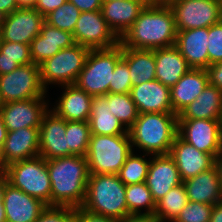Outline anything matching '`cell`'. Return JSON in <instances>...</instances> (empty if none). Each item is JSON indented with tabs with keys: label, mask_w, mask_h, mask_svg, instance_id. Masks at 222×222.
Segmentation results:
<instances>
[{
	"label": "cell",
	"mask_w": 222,
	"mask_h": 222,
	"mask_svg": "<svg viewBox=\"0 0 222 222\" xmlns=\"http://www.w3.org/2000/svg\"><path fill=\"white\" fill-rule=\"evenodd\" d=\"M176 36V24L170 6L148 3L120 38V44L132 49L153 50L175 45Z\"/></svg>",
	"instance_id": "obj_1"
},
{
	"label": "cell",
	"mask_w": 222,
	"mask_h": 222,
	"mask_svg": "<svg viewBox=\"0 0 222 222\" xmlns=\"http://www.w3.org/2000/svg\"><path fill=\"white\" fill-rule=\"evenodd\" d=\"M51 182V206L79 208L86 197L89 171L85 156L46 160Z\"/></svg>",
	"instance_id": "obj_2"
},
{
	"label": "cell",
	"mask_w": 222,
	"mask_h": 222,
	"mask_svg": "<svg viewBox=\"0 0 222 222\" xmlns=\"http://www.w3.org/2000/svg\"><path fill=\"white\" fill-rule=\"evenodd\" d=\"M131 144L143 153L169 154L178 135V115L174 113H141L128 130Z\"/></svg>",
	"instance_id": "obj_3"
},
{
	"label": "cell",
	"mask_w": 222,
	"mask_h": 222,
	"mask_svg": "<svg viewBox=\"0 0 222 222\" xmlns=\"http://www.w3.org/2000/svg\"><path fill=\"white\" fill-rule=\"evenodd\" d=\"M126 185L115 174H89L82 208L116 220L130 213L125 198Z\"/></svg>",
	"instance_id": "obj_4"
},
{
	"label": "cell",
	"mask_w": 222,
	"mask_h": 222,
	"mask_svg": "<svg viewBox=\"0 0 222 222\" xmlns=\"http://www.w3.org/2000/svg\"><path fill=\"white\" fill-rule=\"evenodd\" d=\"M134 151L130 135H91L86 160L89 174H115Z\"/></svg>",
	"instance_id": "obj_5"
},
{
	"label": "cell",
	"mask_w": 222,
	"mask_h": 222,
	"mask_svg": "<svg viewBox=\"0 0 222 222\" xmlns=\"http://www.w3.org/2000/svg\"><path fill=\"white\" fill-rule=\"evenodd\" d=\"M121 59L120 43L112 48L91 49L75 85L91 96L107 95L112 73Z\"/></svg>",
	"instance_id": "obj_6"
},
{
	"label": "cell",
	"mask_w": 222,
	"mask_h": 222,
	"mask_svg": "<svg viewBox=\"0 0 222 222\" xmlns=\"http://www.w3.org/2000/svg\"><path fill=\"white\" fill-rule=\"evenodd\" d=\"M8 183L51 206V182L46 159L40 155L12 163L3 169Z\"/></svg>",
	"instance_id": "obj_7"
},
{
	"label": "cell",
	"mask_w": 222,
	"mask_h": 222,
	"mask_svg": "<svg viewBox=\"0 0 222 222\" xmlns=\"http://www.w3.org/2000/svg\"><path fill=\"white\" fill-rule=\"evenodd\" d=\"M90 49L78 43L61 49L54 56L39 65L41 82L45 89L49 84L70 85L75 84Z\"/></svg>",
	"instance_id": "obj_8"
},
{
	"label": "cell",
	"mask_w": 222,
	"mask_h": 222,
	"mask_svg": "<svg viewBox=\"0 0 222 222\" xmlns=\"http://www.w3.org/2000/svg\"><path fill=\"white\" fill-rule=\"evenodd\" d=\"M0 92L4 103L46 96L40 68L33 63L20 65L8 74L0 75Z\"/></svg>",
	"instance_id": "obj_9"
},
{
	"label": "cell",
	"mask_w": 222,
	"mask_h": 222,
	"mask_svg": "<svg viewBox=\"0 0 222 222\" xmlns=\"http://www.w3.org/2000/svg\"><path fill=\"white\" fill-rule=\"evenodd\" d=\"M176 30L209 28L222 20V0H180L172 4Z\"/></svg>",
	"instance_id": "obj_10"
},
{
	"label": "cell",
	"mask_w": 222,
	"mask_h": 222,
	"mask_svg": "<svg viewBox=\"0 0 222 222\" xmlns=\"http://www.w3.org/2000/svg\"><path fill=\"white\" fill-rule=\"evenodd\" d=\"M72 34L75 43L90 50L112 48L120 43L101 10L81 12Z\"/></svg>",
	"instance_id": "obj_11"
},
{
	"label": "cell",
	"mask_w": 222,
	"mask_h": 222,
	"mask_svg": "<svg viewBox=\"0 0 222 222\" xmlns=\"http://www.w3.org/2000/svg\"><path fill=\"white\" fill-rule=\"evenodd\" d=\"M178 136L197 150L219 155L222 120L178 119Z\"/></svg>",
	"instance_id": "obj_12"
},
{
	"label": "cell",
	"mask_w": 222,
	"mask_h": 222,
	"mask_svg": "<svg viewBox=\"0 0 222 222\" xmlns=\"http://www.w3.org/2000/svg\"><path fill=\"white\" fill-rule=\"evenodd\" d=\"M46 96L4 103L0 112L8 132L21 128H39L43 115L49 110Z\"/></svg>",
	"instance_id": "obj_13"
},
{
	"label": "cell",
	"mask_w": 222,
	"mask_h": 222,
	"mask_svg": "<svg viewBox=\"0 0 222 222\" xmlns=\"http://www.w3.org/2000/svg\"><path fill=\"white\" fill-rule=\"evenodd\" d=\"M45 21L35 8H19L5 16L1 28L2 41L28 44L38 36Z\"/></svg>",
	"instance_id": "obj_14"
},
{
	"label": "cell",
	"mask_w": 222,
	"mask_h": 222,
	"mask_svg": "<svg viewBox=\"0 0 222 222\" xmlns=\"http://www.w3.org/2000/svg\"><path fill=\"white\" fill-rule=\"evenodd\" d=\"M65 136L66 120L49 109L39 127V155L46 160L72 156Z\"/></svg>",
	"instance_id": "obj_15"
},
{
	"label": "cell",
	"mask_w": 222,
	"mask_h": 222,
	"mask_svg": "<svg viewBox=\"0 0 222 222\" xmlns=\"http://www.w3.org/2000/svg\"><path fill=\"white\" fill-rule=\"evenodd\" d=\"M39 155V128H21L7 133L0 151V169Z\"/></svg>",
	"instance_id": "obj_16"
},
{
	"label": "cell",
	"mask_w": 222,
	"mask_h": 222,
	"mask_svg": "<svg viewBox=\"0 0 222 222\" xmlns=\"http://www.w3.org/2000/svg\"><path fill=\"white\" fill-rule=\"evenodd\" d=\"M151 156L145 183L157 203L167 192L183 182L176 163L169 154Z\"/></svg>",
	"instance_id": "obj_17"
},
{
	"label": "cell",
	"mask_w": 222,
	"mask_h": 222,
	"mask_svg": "<svg viewBox=\"0 0 222 222\" xmlns=\"http://www.w3.org/2000/svg\"><path fill=\"white\" fill-rule=\"evenodd\" d=\"M169 155L176 163L182 182L215 165L213 155L197 150L178 135L174 139Z\"/></svg>",
	"instance_id": "obj_18"
},
{
	"label": "cell",
	"mask_w": 222,
	"mask_h": 222,
	"mask_svg": "<svg viewBox=\"0 0 222 222\" xmlns=\"http://www.w3.org/2000/svg\"><path fill=\"white\" fill-rule=\"evenodd\" d=\"M4 210L7 222H35L47 208L42 200L6 183Z\"/></svg>",
	"instance_id": "obj_19"
},
{
	"label": "cell",
	"mask_w": 222,
	"mask_h": 222,
	"mask_svg": "<svg viewBox=\"0 0 222 222\" xmlns=\"http://www.w3.org/2000/svg\"><path fill=\"white\" fill-rule=\"evenodd\" d=\"M130 95L138 113H173L170 88L158 80L132 86Z\"/></svg>",
	"instance_id": "obj_20"
},
{
	"label": "cell",
	"mask_w": 222,
	"mask_h": 222,
	"mask_svg": "<svg viewBox=\"0 0 222 222\" xmlns=\"http://www.w3.org/2000/svg\"><path fill=\"white\" fill-rule=\"evenodd\" d=\"M73 44L75 41L71 32L55 28L44 21L40 34L30 43L31 60L33 64L39 66L61 49Z\"/></svg>",
	"instance_id": "obj_21"
},
{
	"label": "cell",
	"mask_w": 222,
	"mask_h": 222,
	"mask_svg": "<svg viewBox=\"0 0 222 222\" xmlns=\"http://www.w3.org/2000/svg\"><path fill=\"white\" fill-rule=\"evenodd\" d=\"M208 28H194L178 31L175 46L186 62L194 69L209 67Z\"/></svg>",
	"instance_id": "obj_22"
},
{
	"label": "cell",
	"mask_w": 222,
	"mask_h": 222,
	"mask_svg": "<svg viewBox=\"0 0 222 222\" xmlns=\"http://www.w3.org/2000/svg\"><path fill=\"white\" fill-rule=\"evenodd\" d=\"M149 0H114L103 2L101 12L113 32L121 38L139 17Z\"/></svg>",
	"instance_id": "obj_23"
},
{
	"label": "cell",
	"mask_w": 222,
	"mask_h": 222,
	"mask_svg": "<svg viewBox=\"0 0 222 222\" xmlns=\"http://www.w3.org/2000/svg\"><path fill=\"white\" fill-rule=\"evenodd\" d=\"M64 91L52 111L66 121H88L91 114L93 96L75 84L61 86Z\"/></svg>",
	"instance_id": "obj_24"
},
{
	"label": "cell",
	"mask_w": 222,
	"mask_h": 222,
	"mask_svg": "<svg viewBox=\"0 0 222 222\" xmlns=\"http://www.w3.org/2000/svg\"><path fill=\"white\" fill-rule=\"evenodd\" d=\"M209 84L206 69L191 68L170 88L173 113L178 115L203 92Z\"/></svg>",
	"instance_id": "obj_25"
},
{
	"label": "cell",
	"mask_w": 222,
	"mask_h": 222,
	"mask_svg": "<svg viewBox=\"0 0 222 222\" xmlns=\"http://www.w3.org/2000/svg\"><path fill=\"white\" fill-rule=\"evenodd\" d=\"M156 80L172 88L191 67L175 45L154 49Z\"/></svg>",
	"instance_id": "obj_26"
},
{
	"label": "cell",
	"mask_w": 222,
	"mask_h": 222,
	"mask_svg": "<svg viewBox=\"0 0 222 222\" xmlns=\"http://www.w3.org/2000/svg\"><path fill=\"white\" fill-rule=\"evenodd\" d=\"M183 184L189 201L211 205L222 201V188L215 165L183 181Z\"/></svg>",
	"instance_id": "obj_27"
},
{
	"label": "cell",
	"mask_w": 222,
	"mask_h": 222,
	"mask_svg": "<svg viewBox=\"0 0 222 222\" xmlns=\"http://www.w3.org/2000/svg\"><path fill=\"white\" fill-rule=\"evenodd\" d=\"M88 122L91 135H129L128 130L111 113L107 95L93 96Z\"/></svg>",
	"instance_id": "obj_28"
},
{
	"label": "cell",
	"mask_w": 222,
	"mask_h": 222,
	"mask_svg": "<svg viewBox=\"0 0 222 222\" xmlns=\"http://www.w3.org/2000/svg\"><path fill=\"white\" fill-rule=\"evenodd\" d=\"M178 119L222 120V91L208 84L196 100L178 114Z\"/></svg>",
	"instance_id": "obj_29"
},
{
	"label": "cell",
	"mask_w": 222,
	"mask_h": 222,
	"mask_svg": "<svg viewBox=\"0 0 222 222\" xmlns=\"http://www.w3.org/2000/svg\"><path fill=\"white\" fill-rule=\"evenodd\" d=\"M122 59L128 65L132 86L156 79L154 49L146 50L122 47Z\"/></svg>",
	"instance_id": "obj_30"
},
{
	"label": "cell",
	"mask_w": 222,
	"mask_h": 222,
	"mask_svg": "<svg viewBox=\"0 0 222 222\" xmlns=\"http://www.w3.org/2000/svg\"><path fill=\"white\" fill-rule=\"evenodd\" d=\"M189 202L183 183L172 188L156 203L154 216L158 222H173Z\"/></svg>",
	"instance_id": "obj_31"
},
{
	"label": "cell",
	"mask_w": 222,
	"mask_h": 222,
	"mask_svg": "<svg viewBox=\"0 0 222 222\" xmlns=\"http://www.w3.org/2000/svg\"><path fill=\"white\" fill-rule=\"evenodd\" d=\"M33 63L30 45L2 41L0 48V75L8 74L20 65Z\"/></svg>",
	"instance_id": "obj_32"
},
{
	"label": "cell",
	"mask_w": 222,
	"mask_h": 222,
	"mask_svg": "<svg viewBox=\"0 0 222 222\" xmlns=\"http://www.w3.org/2000/svg\"><path fill=\"white\" fill-rule=\"evenodd\" d=\"M125 198L127 209L130 214H151L154 215L156 203L145 182L126 185ZM145 212H142V209Z\"/></svg>",
	"instance_id": "obj_33"
},
{
	"label": "cell",
	"mask_w": 222,
	"mask_h": 222,
	"mask_svg": "<svg viewBox=\"0 0 222 222\" xmlns=\"http://www.w3.org/2000/svg\"><path fill=\"white\" fill-rule=\"evenodd\" d=\"M107 104L111 113L129 130L138 117V110L130 93H108Z\"/></svg>",
	"instance_id": "obj_34"
},
{
	"label": "cell",
	"mask_w": 222,
	"mask_h": 222,
	"mask_svg": "<svg viewBox=\"0 0 222 222\" xmlns=\"http://www.w3.org/2000/svg\"><path fill=\"white\" fill-rule=\"evenodd\" d=\"M149 154L143 153L139 156L134 151L125 160V163L117 173L119 179L125 185L138 184L146 181L151 157L147 160L145 157Z\"/></svg>",
	"instance_id": "obj_35"
},
{
	"label": "cell",
	"mask_w": 222,
	"mask_h": 222,
	"mask_svg": "<svg viewBox=\"0 0 222 222\" xmlns=\"http://www.w3.org/2000/svg\"><path fill=\"white\" fill-rule=\"evenodd\" d=\"M90 136L88 121H66L67 148L73 155L86 156Z\"/></svg>",
	"instance_id": "obj_36"
},
{
	"label": "cell",
	"mask_w": 222,
	"mask_h": 222,
	"mask_svg": "<svg viewBox=\"0 0 222 222\" xmlns=\"http://www.w3.org/2000/svg\"><path fill=\"white\" fill-rule=\"evenodd\" d=\"M80 13L81 11L74 4L67 0L59 8L47 14L44 19L55 28L73 33Z\"/></svg>",
	"instance_id": "obj_37"
},
{
	"label": "cell",
	"mask_w": 222,
	"mask_h": 222,
	"mask_svg": "<svg viewBox=\"0 0 222 222\" xmlns=\"http://www.w3.org/2000/svg\"><path fill=\"white\" fill-rule=\"evenodd\" d=\"M213 206L189 201L173 222H209Z\"/></svg>",
	"instance_id": "obj_38"
},
{
	"label": "cell",
	"mask_w": 222,
	"mask_h": 222,
	"mask_svg": "<svg viewBox=\"0 0 222 222\" xmlns=\"http://www.w3.org/2000/svg\"><path fill=\"white\" fill-rule=\"evenodd\" d=\"M127 63L121 59L112 73V81L109 84V93H130L132 82Z\"/></svg>",
	"instance_id": "obj_39"
},
{
	"label": "cell",
	"mask_w": 222,
	"mask_h": 222,
	"mask_svg": "<svg viewBox=\"0 0 222 222\" xmlns=\"http://www.w3.org/2000/svg\"><path fill=\"white\" fill-rule=\"evenodd\" d=\"M209 66L222 62V20L208 28Z\"/></svg>",
	"instance_id": "obj_40"
},
{
	"label": "cell",
	"mask_w": 222,
	"mask_h": 222,
	"mask_svg": "<svg viewBox=\"0 0 222 222\" xmlns=\"http://www.w3.org/2000/svg\"><path fill=\"white\" fill-rule=\"evenodd\" d=\"M35 222H74V208L47 206Z\"/></svg>",
	"instance_id": "obj_41"
},
{
	"label": "cell",
	"mask_w": 222,
	"mask_h": 222,
	"mask_svg": "<svg viewBox=\"0 0 222 222\" xmlns=\"http://www.w3.org/2000/svg\"><path fill=\"white\" fill-rule=\"evenodd\" d=\"M74 222H118V220L79 207L74 209Z\"/></svg>",
	"instance_id": "obj_42"
},
{
	"label": "cell",
	"mask_w": 222,
	"mask_h": 222,
	"mask_svg": "<svg viewBox=\"0 0 222 222\" xmlns=\"http://www.w3.org/2000/svg\"><path fill=\"white\" fill-rule=\"evenodd\" d=\"M206 72L208 74L209 84L222 91V62L210 65L206 69Z\"/></svg>",
	"instance_id": "obj_43"
},
{
	"label": "cell",
	"mask_w": 222,
	"mask_h": 222,
	"mask_svg": "<svg viewBox=\"0 0 222 222\" xmlns=\"http://www.w3.org/2000/svg\"><path fill=\"white\" fill-rule=\"evenodd\" d=\"M66 1L67 0H38L34 8L45 17L50 12L59 8Z\"/></svg>",
	"instance_id": "obj_44"
},
{
	"label": "cell",
	"mask_w": 222,
	"mask_h": 222,
	"mask_svg": "<svg viewBox=\"0 0 222 222\" xmlns=\"http://www.w3.org/2000/svg\"><path fill=\"white\" fill-rule=\"evenodd\" d=\"M73 3L81 12L101 10V0H68Z\"/></svg>",
	"instance_id": "obj_45"
},
{
	"label": "cell",
	"mask_w": 222,
	"mask_h": 222,
	"mask_svg": "<svg viewBox=\"0 0 222 222\" xmlns=\"http://www.w3.org/2000/svg\"><path fill=\"white\" fill-rule=\"evenodd\" d=\"M118 222H158V220L151 214H129Z\"/></svg>",
	"instance_id": "obj_46"
},
{
	"label": "cell",
	"mask_w": 222,
	"mask_h": 222,
	"mask_svg": "<svg viewBox=\"0 0 222 222\" xmlns=\"http://www.w3.org/2000/svg\"><path fill=\"white\" fill-rule=\"evenodd\" d=\"M19 9L16 0H0V11L6 16Z\"/></svg>",
	"instance_id": "obj_47"
},
{
	"label": "cell",
	"mask_w": 222,
	"mask_h": 222,
	"mask_svg": "<svg viewBox=\"0 0 222 222\" xmlns=\"http://www.w3.org/2000/svg\"><path fill=\"white\" fill-rule=\"evenodd\" d=\"M209 222H222V201L213 206Z\"/></svg>",
	"instance_id": "obj_48"
},
{
	"label": "cell",
	"mask_w": 222,
	"mask_h": 222,
	"mask_svg": "<svg viewBox=\"0 0 222 222\" xmlns=\"http://www.w3.org/2000/svg\"><path fill=\"white\" fill-rule=\"evenodd\" d=\"M8 130L6 129V126L4 125L3 117L0 112V151L2 150L6 137H7Z\"/></svg>",
	"instance_id": "obj_49"
},
{
	"label": "cell",
	"mask_w": 222,
	"mask_h": 222,
	"mask_svg": "<svg viewBox=\"0 0 222 222\" xmlns=\"http://www.w3.org/2000/svg\"><path fill=\"white\" fill-rule=\"evenodd\" d=\"M8 182L7 176L3 170H0V203H3L6 183Z\"/></svg>",
	"instance_id": "obj_50"
},
{
	"label": "cell",
	"mask_w": 222,
	"mask_h": 222,
	"mask_svg": "<svg viewBox=\"0 0 222 222\" xmlns=\"http://www.w3.org/2000/svg\"><path fill=\"white\" fill-rule=\"evenodd\" d=\"M38 0H16L19 8H34Z\"/></svg>",
	"instance_id": "obj_51"
},
{
	"label": "cell",
	"mask_w": 222,
	"mask_h": 222,
	"mask_svg": "<svg viewBox=\"0 0 222 222\" xmlns=\"http://www.w3.org/2000/svg\"><path fill=\"white\" fill-rule=\"evenodd\" d=\"M180 0H149V3L157 6H171Z\"/></svg>",
	"instance_id": "obj_52"
},
{
	"label": "cell",
	"mask_w": 222,
	"mask_h": 222,
	"mask_svg": "<svg viewBox=\"0 0 222 222\" xmlns=\"http://www.w3.org/2000/svg\"><path fill=\"white\" fill-rule=\"evenodd\" d=\"M215 167L218 171L220 184H221V188H222V159H215Z\"/></svg>",
	"instance_id": "obj_53"
},
{
	"label": "cell",
	"mask_w": 222,
	"mask_h": 222,
	"mask_svg": "<svg viewBox=\"0 0 222 222\" xmlns=\"http://www.w3.org/2000/svg\"><path fill=\"white\" fill-rule=\"evenodd\" d=\"M0 222H7L6 213L4 210V203H0Z\"/></svg>",
	"instance_id": "obj_54"
},
{
	"label": "cell",
	"mask_w": 222,
	"mask_h": 222,
	"mask_svg": "<svg viewBox=\"0 0 222 222\" xmlns=\"http://www.w3.org/2000/svg\"><path fill=\"white\" fill-rule=\"evenodd\" d=\"M5 16L6 15L0 11V30H1L2 26H3L4 20H5Z\"/></svg>",
	"instance_id": "obj_55"
},
{
	"label": "cell",
	"mask_w": 222,
	"mask_h": 222,
	"mask_svg": "<svg viewBox=\"0 0 222 222\" xmlns=\"http://www.w3.org/2000/svg\"><path fill=\"white\" fill-rule=\"evenodd\" d=\"M215 159H222V137H221V142H220L219 155Z\"/></svg>",
	"instance_id": "obj_56"
},
{
	"label": "cell",
	"mask_w": 222,
	"mask_h": 222,
	"mask_svg": "<svg viewBox=\"0 0 222 222\" xmlns=\"http://www.w3.org/2000/svg\"><path fill=\"white\" fill-rule=\"evenodd\" d=\"M3 104H4V102H3V99H2V96H1V92H0V110L3 107Z\"/></svg>",
	"instance_id": "obj_57"
},
{
	"label": "cell",
	"mask_w": 222,
	"mask_h": 222,
	"mask_svg": "<svg viewBox=\"0 0 222 222\" xmlns=\"http://www.w3.org/2000/svg\"><path fill=\"white\" fill-rule=\"evenodd\" d=\"M1 43H2V34H1V31H0V48H1Z\"/></svg>",
	"instance_id": "obj_58"
},
{
	"label": "cell",
	"mask_w": 222,
	"mask_h": 222,
	"mask_svg": "<svg viewBox=\"0 0 222 222\" xmlns=\"http://www.w3.org/2000/svg\"><path fill=\"white\" fill-rule=\"evenodd\" d=\"M101 1L103 3V2L114 1V0H101ZM118 1H120V0H118Z\"/></svg>",
	"instance_id": "obj_59"
}]
</instances>
